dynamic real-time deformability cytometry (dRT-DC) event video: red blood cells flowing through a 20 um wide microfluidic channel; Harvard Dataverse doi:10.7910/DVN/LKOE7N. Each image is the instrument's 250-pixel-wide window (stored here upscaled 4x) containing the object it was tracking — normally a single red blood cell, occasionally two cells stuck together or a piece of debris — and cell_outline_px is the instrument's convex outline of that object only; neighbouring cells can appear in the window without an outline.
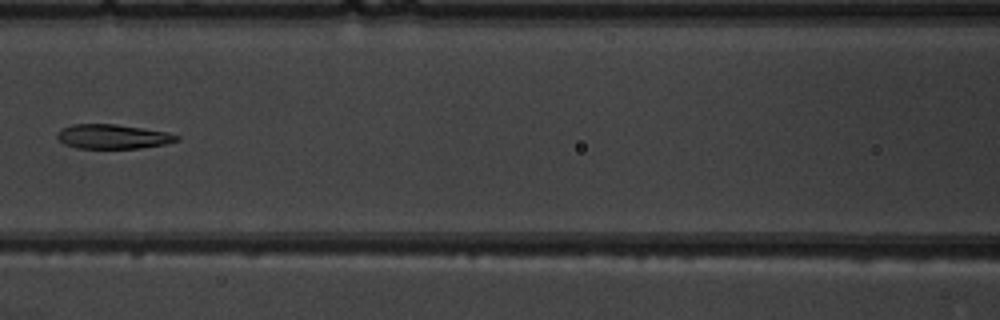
{"species": "common noctule bat (a hibernating species)", "species_latin": "Nyctalus noctula", "temperature_condition": "warm", "stored_images_in_passage": 8, "camera_frame_rate_fps": 3000, "um_per_image_px": 0.085, "animal": {"sex": "male", "body_mass_g": 19.5, "forearm_length_mm": 54.6}, "frame": {"image": 1, "passage_image": 8, "time_ms": 8.0, "image_size_px": [1000, 320], "cell_outline_px": [[180, 140], [164, 144], [140, 148], [76, 148], [64, 144], [56, 136], [56, 132], [60, 128], [72, 124], [116, 124], [164, 132], [180, 136]], "centroid_in_image_um": [9.53, 11.61], "position_along_channel_um": 157.1, "area_um2": 16.94}}